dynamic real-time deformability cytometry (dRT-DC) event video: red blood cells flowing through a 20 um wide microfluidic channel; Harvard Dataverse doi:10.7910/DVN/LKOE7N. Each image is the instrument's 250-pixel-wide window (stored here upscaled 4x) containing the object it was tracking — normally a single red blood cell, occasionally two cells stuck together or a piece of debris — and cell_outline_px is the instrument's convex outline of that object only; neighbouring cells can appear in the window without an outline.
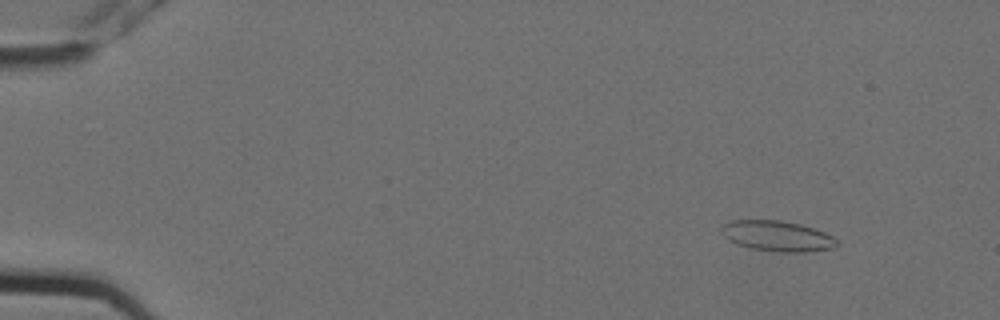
{"species": "Egyptian fruit bat (a non-hibernating species)", "species_latin": "Rousettus aegyptiacus", "temperature_condition": "cold", "stored_images_in_passage": 5, "camera_frame_rate_fps": 3000, "um_per_image_px": 0.085, "animal": {"sex": "female"}, "frame": {"image": 1, "passage_image": 1, "time_ms": 0.0, "image_size_px": [1000, 320], "cell_outline_px": [[836, 244], [832, 248], [804, 252], [780, 252], [748, 248], [736, 244], [728, 240], [720, 232], [720, 228], [728, 220], [780, 220], [800, 224], [824, 232], [832, 236], [836, 240]], "centroid_in_image_um": [65.99, 20.06], "position_along_channel_um": 19.0, "area_um2": 20.52}}